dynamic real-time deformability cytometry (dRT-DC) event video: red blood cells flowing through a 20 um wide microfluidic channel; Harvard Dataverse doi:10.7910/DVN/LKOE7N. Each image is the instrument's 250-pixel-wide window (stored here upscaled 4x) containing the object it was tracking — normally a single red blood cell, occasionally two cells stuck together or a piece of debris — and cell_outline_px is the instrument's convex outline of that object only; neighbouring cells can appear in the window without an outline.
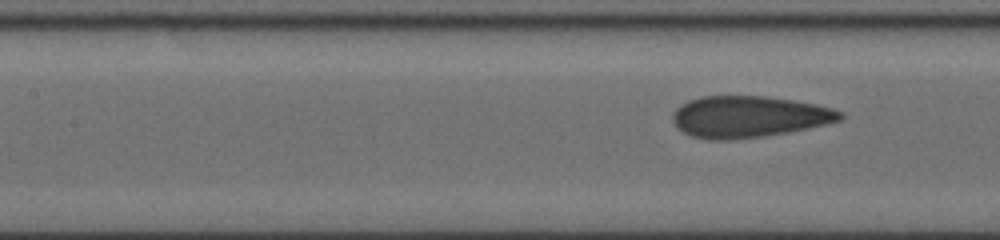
{"species": "human", "species_latin": "Homo sapiens", "temperature_condition": "cold", "stored_images_in_passage": 9, "segment_of_instrument_passage": [2, 2], "camera_frame_rate_fps": 3000, "um_per_image_px": 0.085, "donor": {"sex": "female"}, "frame": {"image": 1, "passage_image": 9, "time_ms": 4.333, "image_size_px": [1000, 240], "cell_outline_px": [[844, 116], [840, 120], [808, 128], [788, 132], [760, 136], [724, 140], [712, 140], [692, 136], [684, 132], [672, 120], [672, 112], [680, 104], [688, 100], [700, 96], [768, 96], [816, 104], [832, 108], [844, 112]], "centroid_in_image_um": [63.64, 9.9], "position_along_channel_um": 143.8, "area_um2": 40.34}}